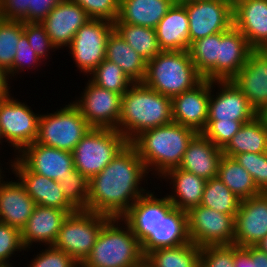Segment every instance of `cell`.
<instances>
[{"label": "cell", "mask_w": 267, "mask_h": 267, "mask_svg": "<svg viewBox=\"0 0 267 267\" xmlns=\"http://www.w3.org/2000/svg\"><path fill=\"white\" fill-rule=\"evenodd\" d=\"M144 257L131 227L122 218H110L80 267H134Z\"/></svg>", "instance_id": "obj_4"}, {"label": "cell", "mask_w": 267, "mask_h": 267, "mask_svg": "<svg viewBox=\"0 0 267 267\" xmlns=\"http://www.w3.org/2000/svg\"><path fill=\"white\" fill-rule=\"evenodd\" d=\"M159 179L158 181L162 184V181L165 180V183L167 181L166 189L170 188L171 192L169 191L165 195L174 208L187 212L190 208L200 205L206 179L180 168L167 171Z\"/></svg>", "instance_id": "obj_26"}, {"label": "cell", "mask_w": 267, "mask_h": 267, "mask_svg": "<svg viewBox=\"0 0 267 267\" xmlns=\"http://www.w3.org/2000/svg\"><path fill=\"white\" fill-rule=\"evenodd\" d=\"M0 267H15L14 265H0Z\"/></svg>", "instance_id": "obj_60"}, {"label": "cell", "mask_w": 267, "mask_h": 267, "mask_svg": "<svg viewBox=\"0 0 267 267\" xmlns=\"http://www.w3.org/2000/svg\"><path fill=\"white\" fill-rule=\"evenodd\" d=\"M258 116L263 120V123L267 128V106L258 113Z\"/></svg>", "instance_id": "obj_55"}, {"label": "cell", "mask_w": 267, "mask_h": 267, "mask_svg": "<svg viewBox=\"0 0 267 267\" xmlns=\"http://www.w3.org/2000/svg\"><path fill=\"white\" fill-rule=\"evenodd\" d=\"M148 179L151 184L154 182L137 150L129 143L89 180L87 210L110 218H122L149 191Z\"/></svg>", "instance_id": "obj_1"}, {"label": "cell", "mask_w": 267, "mask_h": 267, "mask_svg": "<svg viewBox=\"0 0 267 267\" xmlns=\"http://www.w3.org/2000/svg\"><path fill=\"white\" fill-rule=\"evenodd\" d=\"M155 32L162 51H188L189 18L186 7L175 2L155 27Z\"/></svg>", "instance_id": "obj_28"}, {"label": "cell", "mask_w": 267, "mask_h": 267, "mask_svg": "<svg viewBox=\"0 0 267 267\" xmlns=\"http://www.w3.org/2000/svg\"><path fill=\"white\" fill-rule=\"evenodd\" d=\"M73 212L75 211L35 205L32 215L20 230L25 252H33L35 248L41 246H53L64 220Z\"/></svg>", "instance_id": "obj_21"}, {"label": "cell", "mask_w": 267, "mask_h": 267, "mask_svg": "<svg viewBox=\"0 0 267 267\" xmlns=\"http://www.w3.org/2000/svg\"><path fill=\"white\" fill-rule=\"evenodd\" d=\"M6 173L7 170L0 177V222L21 230L36 204L20 181L16 177L6 178L10 175Z\"/></svg>", "instance_id": "obj_25"}, {"label": "cell", "mask_w": 267, "mask_h": 267, "mask_svg": "<svg viewBox=\"0 0 267 267\" xmlns=\"http://www.w3.org/2000/svg\"><path fill=\"white\" fill-rule=\"evenodd\" d=\"M79 97L71 100L92 128L117 129L121 114L122 95L98 87L88 78Z\"/></svg>", "instance_id": "obj_12"}, {"label": "cell", "mask_w": 267, "mask_h": 267, "mask_svg": "<svg viewBox=\"0 0 267 267\" xmlns=\"http://www.w3.org/2000/svg\"><path fill=\"white\" fill-rule=\"evenodd\" d=\"M234 226L236 246H256L267 235V193L241 200Z\"/></svg>", "instance_id": "obj_18"}, {"label": "cell", "mask_w": 267, "mask_h": 267, "mask_svg": "<svg viewBox=\"0 0 267 267\" xmlns=\"http://www.w3.org/2000/svg\"><path fill=\"white\" fill-rule=\"evenodd\" d=\"M23 31V21L0 17V66L9 72L11 79L13 60Z\"/></svg>", "instance_id": "obj_38"}, {"label": "cell", "mask_w": 267, "mask_h": 267, "mask_svg": "<svg viewBox=\"0 0 267 267\" xmlns=\"http://www.w3.org/2000/svg\"><path fill=\"white\" fill-rule=\"evenodd\" d=\"M240 203L241 199L218 176L207 180L200 205L235 217Z\"/></svg>", "instance_id": "obj_36"}, {"label": "cell", "mask_w": 267, "mask_h": 267, "mask_svg": "<svg viewBox=\"0 0 267 267\" xmlns=\"http://www.w3.org/2000/svg\"><path fill=\"white\" fill-rule=\"evenodd\" d=\"M211 81L203 79L193 89L171 98L173 122L202 133L207 125Z\"/></svg>", "instance_id": "obj_19"}, {"label": "cell", "mask_w": 267, "mask_h": 267, "mask_svg": "<svg viewBox=\"0 0 267 267\" xmlns=\"http://www.w3.org/2000/svg\"><path fill=\"white\" fill-rule=\"evenodd\" d=\"M173 122L171 98L145 86L133 83L122 95L117 131L131 142L141 132Z\"/></svg>", "instance_id": "obj_3"}, {"label": "cell", "mask_w": 267, "mask_h": 267, "mask_svg": "<svg viewBox=\"0 0 267 267\" xmlns=\"http://www.w3.org/2000/svg\"><path fill=\"white\" fill-rule=\"evenodd\" d=\"M239 249L235 244L203 246L200 251V267H235V254Z\"/></svg>", "instance_id": "obj_45"}, {"label": "cell", "mask_w": 267, "mask_h": 267, "mask_svg": "<svg viewBox=\"0 0 267 267\" xmlns=\"http://www.w3.org/2000/svg\"><path fill=\"white\" fill-rule=\"evenodd\" d=\"M176 0H120L118 19L113 23H128L155 29Z\"/></svg>", "instance_id": "obj_30"}, {"label": "cell", "mask_w": 267, "mask_h": 267, "mask_svg": "<svg viewBox=\"0 0 267 267\" xmlns=\"http://www.w3.org/2000/svg\"><path fill=\"white\" fill-rule=\"evenodd\" d=\"M234 265L235 267H254L252 259L243 248L236 252Z\"/></svg>", "instance_id": "obj_53"}, {"label": "cell", "mask_w": 267, "mask_h": 267, "mask_svg": "<svg viewBox=\"0 0 267 267\" xmlns=\"http://www.w3.org/2000/svg\"><path fill=\"white\" fill-rule=\"evenodd\" d=\"M259 113L267 106V51L253 50L246 65L232 79Z\"/></svg>", "instance_id": "obj_24"}, {"label": "cell", "mask_w": 267, "mask_h": 267, "mask_svg": "<svg viewBox=\"0 0 267 267\" xmlns=\"http://www.w3.org/2000/svg\"><path fill=\"white\" fill-rule=\"evenodd\" d=\"M217 176L241 200L261 193L249 172L234 158L222 156Z\"/></svg>", "instance_id": "obj_33"}, {"label": "cell", "mask_w": 267, "mask_h": 267, "mask_svg": "<svg viewBox=\"0 0 267 267\" xmlns=\"http://www.w3.org/2000/svg\"><path fill=\"white\" fill-rule=\"evenodd\" d=\"M23 33L26 35L33 51L42 61H46L47 65V62L51 61L49 59H53L51 55H54L58 49L50 40L45 28L40 22H24ZM53 52L54 54H52Z\"/></svg>", "instance_id": "obj_43"}, {"label": "cell", "mask_w": 267, "mask_h": 267, "mask_svg": "<svg viewBox=\"0 0 267 267\" xmlns=\"http://www.w3.org/2000/svg\"><path fill=\"white\" fill-rule=\"evenodd\" d=\"M39 252L33 255L28 261V264L22 265L24 267H80L70 255L66 254L63 250H59L54 246H44L39 248Z\"/></svg>", "instance_id": "obj_46"}, {"label": "cell", "mask_w": 267, "mask_h": 267, "mask_svg": "<svg viewBox=\"0 0 267 267\" xmlns=\"http://www.w3.org/2000/svg\"><path fill=\"white\" fill-rule=\"evenodd\" d=\"M2 157L0 156V159H1ZM2 161L0 160V177L6 172V171H4L3 169H8V167L6 168L5 167V165H4V163H1ZM2 166H4V168L2 167Z\"/></svg>", "instance_id": "obj_57"}, {"label": "cell", "mask_w": 267, "mask_h": 267, "mask_svg": "<svg viewBox=\"0 0 267 267\" xmlns=\"http://www.w3.org/2000/svg\"><path fill=\"white\" fill-rule=\"evenodd\" d=\"M31 172L60 182L74 169L72 152L44 146L37 142L16 156Z\"/></svg>", "instance_id": "obj_20"}, {"label": "cell", "mask_w": 267, "mask_h": 267, "mask_svg": "<svg viewBox=\"0 0 267 267\" xmlns=\"http://www.w3.org/2000/svg\"><path fill=\"white\" fill-rule=\"evenodd\" d=\"M221 148L214 145L202 133H197L190 141L178 168L191 172L206 180L217 177Z\"/></svg>", "instance_id": "obj_27"}, {"label": "cell", "mask_w": 267, "mask_h": 267, "mask_svg": "<svg viewBox=\"0 0 267 267\" xmlns=\"http://www.w3.org/2000/svg\"><path fill=\"white\" fill-rule=\"evenodd\" d=\"M90 19L79 4L62 0L40 23L57 49L64 50L71 44L77 30Z\"/></svg>", "instance_id": "obj_22"}, {"label": "cell", "mask_w": 267, "mask_h": 267, "mask_svg": "<svg viewBox=\"0 0 267 267\" xmlns=\"http://www.w3.org/2000/svg\"><path fill=\"white\" fill-rule=\"evenodd\" d=\"M220 33L198 39L188 50L197 72L203 77L219 60Z\"/></svg>", "instance_id": "obj_39"}, {"label": "cell", "mask_w": 267, "mask_h": 267, "mask_svg": "<svg viewBox=\"0 0 267 267\" xmlns=\"http://www.w3.org/2000/svg\"><path fill=\"white\" fill-rule=\"evenodd\" d=\"M235 217L202 205L187 211L189 239L196 246L232 245Z\"/></svg>", "instance_id": "obj_11"}, {"label": "cell", "mask_w": 267, "mask_h": 267, "mask_svg": "<svg viewBox=\"0 0 267 267\" xmlns=\"http://www.w3.org/2000/svg\"><path fill=\"white\" fill-rule=\"evenodd\" d=\"M189 1H194V0H176L178 3H184V2H189Z\"/></svg>", "instance_id": "obj_59"}, {"label": "cell", "mask_w": 267, "mask_h": 267, "mask_svg": "<svg viewBox=\"0 0 267 267\" xmlns=\"http://www.w3.org/2000/svg\"><path fill=\"white\" fill-rule=\"evenodd\" d=\"M233 26L254 50L267 48V0H233Z\"/></svg>", "instance_id": "obj_23"}, {"label": "cell", "mask_w": 267, "mask_h": 267, "mask_svg": "<svg viewBox=\"0 0 267 267\" xmlns=\"http://www.w3.org/2000/svg\"><path fill=\"white\" fill-rule=\"evenodd\" d=\"M2 144L5 145L4 142H3L2 135H1V131H0V145H2ZM1 148H2V151H3V147L2 146L0 147V150H1Z\"/></svg>", "instance_id": "obj_58"}, {"label": "cell", "mask_w": 267, "mask_h": 267, "mask_svg": "<svg viewBox=\"0 0 267 267\" xmlns=\"http://www.w3.org/2000/svg\"><path fill=\"white\" fill-rule=\"evenodd\" d=\"M256 247L267 254V235L256 245Z\"/></svg>", "instance_id": "obj_54"}, {"label": "cell", "mask_w": 267, "mask_h": 267, "mask_svg": "<svg viewBox=\"0 0 267 267\" xmlns=\"http://www.w3.org/2000/svg\"><path fill=\"white\" fill-rule=\"evenodd\" d=\"M4 163L9 166L8 173L14 174L36 205L76 211L64 197L57 181L31 172L16 156Z\"/></svg>", "instance_id": "obj_16"}, {"label": "cell", "mask_w": 267, "mask_h": 267, "mask_svg": "<svg viewBox=\"0 0 267 267\" xmlns=\"http://www.w3.org/2000/svg\"><path fill=\"white\" fill-rule=\"evenodd\" d=\"M196 134L193 129L172 122L141 132L130 144L137 150L151 179L157 181L167 171L180 166Z\"/></svg>", "instance_id": "obj_2"}, {"label": "cell", "mask_w": 267, "mask_h": 267, "mask_svg": "<svg viewBox=\"0 0 267 267\" xmlns=\"http://www.w3.org/2000/svg\"><path fill=\"white\" fill-rule=\"evenodd\" d=\"M189 18L190 44L233 26V0H194L182 3Z\"/></svg>", "instance_id": "obj_13"}, {"label": "cell", "mask_w": 267, "mask_h": 267, "mask_svg": "<svg viewBox=\"0 0 267 267\" xmlns=\"http://www.w3.org/2000/svg\"><path fill=\"white\" fill-rule=\"evenodd\" d=\"M254 49L244 35L232 26L228 31L220 32L219 60L202 77L209 81H229L246 65Z\"/></svg>", "instance_id": "obj_15"}, {"label": "cell", "mask_w": 267, "mask_h": 267, "mask_svg": "<svg viewBox=\"0 0 267 267\" xmlns=\"http://www.w3.org/2000/svg\"><path fill=\"white\" fill-rule=\"evenodd\" d=\"M202 80L188 51H162L147 62L142 83L173 98L193 89Z\"/></svg>", "instance_id": "obj_5"}, {"label": "cell", "mask_w": 267, "mask_h": 267, "mask_svg": "<svg viewBox=\"0 0 267 267\" xmlns=\"http://www.w3.org/2000/svg\"><path fill=\"white\" fill-rule=\"evenodd\" d=\"M66 200L76 210H87L89 180L75 168L58 182Z\"/></svg>", "instance_id": "obj_40"}, {"label": "cell", "mask_w": 267, "mask_h": 267, "mask_svg": "<svg viewBox=\"0 0 267 267\" xmlns=\"http://www.w3.org/2000/svg\"><path fill=\"white\" fill-rule=\"evenodd\" d=\"M25 250L26 248L21 239V231L18 228L0 222V265H14L16 261L12 260L14 259L13 257L16 255H18L16 257H19L20 254L18 253H22L21 255L24 257L27 256L24 253Z\"/></svg>", "instance_id": "obj_41"}, {"label": "cell", "mask_w": 267, "mask_h": 267, "mask_svg": "<svg viewBox=\"0 0 267 267\" xmlns=\"http://www.w3.org/2000/svg\"><path fill=\"white\" fill-rule=\"evenodd\" d=\"M113 26L118 35L145 61H150L162 52L155 29L128 23H113Z\"/></svg>", "instance_id": "obj_35"}, {"label": "cell", "mask_w": 267, "mask_h": 267, "mask_svg": "<svg viewBox=\"0 0 267 267\" xmlns=\"http://www.w3.org/2000/svg\"><path fill=\"white\" fill-rule=\"evenodd\" d=\"M256 116L257 111L232 80L211 81L207 121L234 120L244 124Z\"/></svg>", "instance_id": "obj_14"}, {"label": "cell", "mask_w": 267, "mask_h": 267, "mask_svg": "<svg viewBox=\"0 0 267 267\" xmlns=\"http://www.w3.org/2000/svg\"><path fill=\"white\" fill-rule=\"evenodd\" d=\"M12 79L9 75V72L0 66V99L11 96L12 86L10 84Z\"/></svg>", "instance_id": "obj_52"}, {"label": "cell", "mask_w": 267, "mask_h": 267, "mask_svg": "<svg viewBox=\"0 0 267 267\" xmlns=\"http://www.w3.org/2000/svg\"><path fill=\"white\" fill-rule=\"evenodd\" d=\"M28 0H0V17L28 22Z\"/></svg>", "instance_id": "obj_49"}, {"label": "cell", "mask_w": 267, "mask_h": 267, "mask_svg": "<svg viewBox=\"0 0 267 267\" xmlns=\"http://www.w3.org/2000/svg\"><path fill=\"white\" fill-rule=\"evenodd\" d=\"M22 101L13 94L0 99V131L3 142H7L6 145L14 150L12 158L34 143L38 134L41 113L33 112V108Z\"/></svg>", "instance_id": "obj_9"}, {"label": "cell", "mask_w": 267, "mask_h": 267, "mask_svg": "<svg viewBox=\"0 0 267 267\" xmlns=\"http://www.w3.org/2000/svg\"><path fill=\"white\" fill-rule=\"evenodd\" d=\"M201 247L187 242L175 247L157 248L145 255L153 267H200Z\"/></svg>", "instance_id": "obj_34"}, {"label": "cell", "mask_w": 267, "mask_h": 267, "mask_svg": "<svg viewBox=\"0 0 267 267\" xmlns=\"http://www.w3.org/2000/svg\"><path fill=\"white\" fill-rule=\"evenodd\" d=\"M105 59L119 66L134 83L143 81L147 61L131 48L115 30L108 36Z\"/></svg>", "instance_id": "obj_31"}, {"label": "cell", "mask_w": 267, "mask_h": 267, "mask_svg": "<svg viewBox=\"0 0 267 267\" xmlns=\"http://www.w3.org/2000/svg\"><path fill=\"white\" fill-rule=\"evenodd\" d=\"M79 4L91 19L114 22L118 19L120 0H69Z\"/></svg>", "instance_id": "obj_48"}, {"label": "cell", "mask_w": 267, "mask_h": 267, "mask_svg": "<svg viewBox=\"0 0 267 267\" xmlns=\"http://www.w3.org/2000/svg\"><path fill=\"white\" fill-rule=\"evenodd\" d=\"M253 261L254 267H267V254L256 246L243 248Z\"/></svg>", "instance_id": "obj_51"}, {"label": "cell", "mask_w": 267, "mask_h": 267, "mask_svg": "<svg viewBox=\"0 0 267 267\" xmlns=\"http://www.w3.org/2000/svg\"><path fill=\"white\" fill-rule=\"evenodd\" d=\"M110 217L88 210H76L64 220L53 246L82 264L91 253L96 238Z\"/></svg>", "instance_id": "obj_8"}, {"label": "cell", "mask_w": 267, "mask_h": 267, "mask_svg": "<svg viewBox=\"0 0 267 267\" xmlns=\"http://www.w3.org/2000/svg\"><path fill=\"white\" fill-rule=\"evenodd\" d=\"M223 155L233 158L241 153H266L267 128L263 120L256 116L253 120L244 123L240 130L231 138L222 149Z\"/></svg>", "instance_id": "obj_32"}, {"label": "cell", "mask_w": 267, "mask_h": 267, "mask_svg": "<svg viewBox=\"0 0 267 267\" xmlns=\"http://www.w3.org/2000/svg\"><path fill=\"white\" fill-rule=\"evenodd\" d=\"M129 143L116 129L91 128L72 151L74 168L90 180Z\"/></svg>", "instance_id": "obj_7"}, {"label": "cell", "mask_w": 267, "mask_h": 267, "mask_svg": "<svg viewBox=\"0 0 267 267\" xmlns=\"http://www.w3.org/2000/svg\"><path fill=\"white\" fill-rule=\"evenodd\" d=\"M62 0H28V22H41Z\"/></svg>", "instance_id": "obj_50"}, {"label": "cell", "mask_w": 267, "mask_h": 267, "mask_svg": "<svg viewBox=\"0 0 267 267\" xmlns=\"http://www.w3.org/2000/svg\"><path fill=\"white\" fill-rule=\"evenodd\" d=\"M41 66L46 67V62L42 61L33 51L26 35L23 34L18 42L17 52L13 60L12 80L17 81L18 75L22 78L20 73L25 75V72L28 70L31 71V74L34 72L36 73V71L38 72L40 70L39 68H41Z\"/></svg>", "instance_id": "obj_42"}, {"label": "cell", "mask_w": 267, "mask_h": 267, "mask_svg": "<svg viewBox=\"0 0 267 267\" xmlns=\"http://www.w3.org/2000/svg\"><path fill=\"white\" fill-rule=\"evenodd\" d=\"M146 194L142 195L122 217L131 227L139 242L142 243L159 224L161 217H165L174 207L166 195L162 196L160 183ZM159 195V196H158Z\"/></svg>", "instance_id": "obj_17"}, {"label": "cell", "mask_w": 267, "mask_h": 267, "mask_svg": "<svg viewBox=\"0 0 267 267\" xmlns=\"http://www.w3.org/2000/svg\"><path fill=\"white\" fill-rule=\"evenodd\" d=\"M134 267H153L149 261L144 257L136 266Z\"/></svg>", "instance_id": "obj_56"}, {"label": "cell", "mask_w": 267, "mask_h": 267, "mask_svg": "<svg viewBox=\"0 0 267 267\" xmlns=\"http://www.w3.org/2000/svg\"><path fill=\"white\" fill-rule=\"evenodd\" d=\"M241 121H207L202 134L218 148L223 149L231 138L240 130Z\"/></svg>", "instance_id": "obj_47"}, {"label": "cell", "mask_w": 267, "mask_h": 267, "mask_svg": "<svg viewBox=\"0 0 267 267\" xmlns=\"http://www.w3.org/2000/svg\"><path fill=\"white\" fill-rule=\"evenodd\" d=\"M59 108L41 113L35 142L72 152L92 127L72 101Z\"/></svg>", "instance_id": "obj_6"}, {"label": "cell", "mask_w": 267, "mask_h": 267, "mask_svg": "<svg viewBox=\"0 0 267 267\" xmlns=\"http://www.w3.org/2000/svg\"><path fill=\"white\" fill-rule=\"evenodd\" d=\"M187 242H190L187 212L173 208L165 217H161L155 231L141 243V249L145 256L154 249L175 247Z\"/></svg>", "instance_id": "obj_29"}, {"label": "cell", "mask_w": 267, "mask_h": 267, "mask_svg": "<svg viewBox=\"0 0 267 267\" xmlns=\"http://www.w3.org/2000/svg\"><path fill=\"white\" fill-rule=\"evenodd\" d=\"M87 78L98 87L121 95L134 83L119 66L107 59H104Z\"/></svg>", "instance_id": "obj_37"}, {"label": "cell", "mask_w": 267, "mask_h": 267, "mask_svg": "<svg viewBox=\"0 0 267 267\" xmlns=\"http://www.w3.org/2000/svg\"><path fill=\"white\" fill-rule=\"evenodd\" d=\"M113 30V23L103 19H90L77 30L66 52L80 75L87 78L105 59L107 39Z\"/></svg>", "instance_id": "obj_10"}, {"label": "cell", "mask_w": 267, "mask_h": 267, "mask_svg": "<svg viewBox=\"0 0 267 267\" xmlns=\"http://www.w3.org/2000/svg\"><path fill=\"white\" fill-rule=\"evenodd\" d=\"M251 175L257 189L267 193V152L241 153L233 157Z\"/></svg>", "instance_id": "obj_44"}]
</instances>
